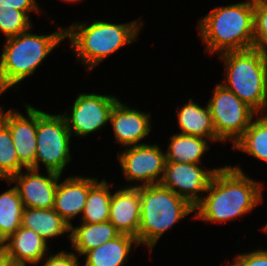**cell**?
<instances>
[{
    "mask_svg": "<svg viewBox=\"0 0 267 266\" xmlns=\"http://www.w3.org/2000/svg\"><path fill=\"white\" fill-rule=\"evenodd\" d=\"M261 183L243 173L239 166L220 167L214 174L208 195L195 207V218L226 223L252 211L262 198Z\"/></svg>",
    "mask_w": 267,
    "mask_h": 266,
    "instance_id": "cell-1",
    "label": "cell"
},
{
    "mask_svg": "<svg viewBox=\"0 0 267 266\" xmlns=\"http://www.w3.org/2000/svg\"><path fill=\"white\" fill-rule=\"evenodd\" d=\"M254 0L215 7L199 22L200 37L210 54L253 48Z\"/></svg>",
    "mask_w": 267,
    "mask_h": 266,
    "instance_id": "cell-2",
    "label": "cell"
},
{
    "mask_svg": "<svg viewBox=\"0 0 267 266\" xmlns=\"http://www.w3.org/2000/svg\"><path fill=\"white\" fill-rule=\"evenodd\" d=\"M140 22L138 19L114 24L96 20L89 26L88 23L76 22L65 28V37H68L71 48L90 72L109 55L135 41L143 25Z\"/></svg>",
    "mask_w": 267,
    "mask_h": 266,
    "instance_id": "cell-3",
    "label": "cell"
},
{
    "mask_svg": "<svg viewBox=\"0 0 267 266\" xmlns=\"http://www.w3.org/2000/svg\"><path fill=\"white\" fill-rule=\"evenodd\" d=\"M65 29L48 35L32 34L29 30L5 39L0 56V92L33 75L46 56L65 39Z\"/></svg>",
    "mask_w": 267,
    "mask_h": 266,
    "instance_id": "cell-4",
    "label": "cell"
},
{
    "mask_svg": "<svg viewBox=\"0 0 267 266\" xmlns=\"http://www.w3.org/2000/svg\"><path fill=\"white\" fill-rule=\"evenodd\" d=\"M219 55L226 70L220 84L257 114H263L267 110V56L255 48Z\"/></svg>",
    "mask_w": 267,
    "mask_h": 266,
    "instance_id": "cell-5",
    "label": "cell"
},
{
    "mask_svg": "<svg viewBox=\"0 0 267 266\" xmlns=\"http://www.w3.org/2000/svg\"><path fill=\"white\" fill-rule=\"evenodd\" d=\"M139 193L141 216L137 242L147 245L152 252L160 237L195 208L161 184L139 186Z\"/></svg>",
    "mask_w": 267,
    "mask_h": 266,
    "instance_id": "cell-6",
    "label": "cell"
},
{
    "mask_svg": "<svg viewBox=\"0 0 267 266\" xmlns=\"http://www.w3.org/2000/svg\"><path fill=\"white\" fill-rule=\"evenodd\" d=\"M71 133L62 114H48L37 109L36 157L32 169L40 170V162L47 171L62 175L70 162Z\"/></svg>",
    "mask_w": 267,
    "mask_h": 266,
    "instance_id": "cell-7",
    "label": "cell"
},
{
    "mask_svg": "<svg viewBox=\"0 0 267 266\" xmlns=\"http://www.w3.org/2000/svg\"><path fill=\"white\" fill-rule=\"evenodd\" d=\"M207 105L218 140L225 142L229 139L233 145L243 136L257 114L221 84L216 85Z\"/></svg>",
    "mask_w": 267,
    "mask_h": 266,
    "instance_id": "cell-8",
    "label": "cell"
},
{
    "mask_svg": "<svg viewBox=\"0 0 267 266\" xmlns=\"http://www.w3.org/2000/svg\"><path fill=\"white\" fill-rule=\"evenodd\" d=\"M118 159L124 177L128 181H144L140 185L126 187H139L160 184L165 169V152L158 145L140 144L128 146L124 151L118 152Z\"/></svg>",
    "mask_w": 267,
    "mask_h": 266,
    "instance_id": "cell-9",
    "label": "cell"
},
{
    "mask_svg": "<svg viewBox=\"0 0 267 266\" xmlns=\"http://www.w3.org/2000/svg\"><path fill=\"white\" fill-rule=\"evenodd\" d=\"M119 101L116 96L82 93L78 95L72 106L71 114L62 113L71 135L87 136L98 131L110 121V115L115 104Z\"/></svg>",
    "mask_w": 267,
    "mask_h": 266,
    "instance_id": "cell-10",
    "label": "cell"
},
{
    "mask_svg": "<svg viewBox=\"0 0 267 266\" xmlns=\"http://www.w3.org/2000/svg\"><path fill=\"white\" fill-rule=\"evenodd\" d=\"M219 169L205 170L199 167V164L165 162L164 176L160 184L184 198L195 208L202 201L214 174Z\"/></svg>",
    "mask_w": 267,
    "mask_h": 266,
    "instance_id": "cell-11",
    "label": "cell"
},
{
    "mask_svg": "<svg viewBox=\"0 0 267 266\" xmlns=\"http://www.w3.org/2000/svg\"><path fill=\"white\" fill-rule=\"evenodd\" d=\"M13 175L8 181L15 185L24 207L36 209H51L54 206L55 194L61 174L47 171L48 176L39 174V170L26 168Z\"/></svg>",
    "mask_w": 267,
    "mask_h": 266,
    "instance_id": "cell-12",
    "label": "cell"
},
{
    "mask_svg": "<svg viewBox=\"0 0 267 266\" xmlns=\"http://www.w3.org/2000/svg\"><path fill=\"white\" fill-rule=\"evenodd\" d=\"M25 109L28 118L19 111L9 109L4 112V109L0 108V120L9 128L19 162L26 169L35 165L37 109L28 103L25 104Z\"/></svg>",
    "mask_w": 267,
    "mask_h": 266,
    "instance_id": "cell-13",
    "label": "cell"
},
{
    "mask_svg": "<svg viewBox=\"0 0 267 266\" xmlns=\"http://www.w3.org/2000/svg\"><path fill=\"white\" fill-rule=\"evenodd\" d=\"M151 113H144L122 104L119 100L110 115V123L115 135V141L122 146H135L151 131Z\"/></svg>",
    "mask_w": 267,
    "mask_h": 266,
    "instance_id": "cell-14",
    "label": "cell"
},
{
    "mask_svg": "<svg viewBox=\"0 0 267 266\" xmlns=\"http://www.w3.org/2000/svg\"><path fill=\"white\" fill-rule=\"evenodd\" d=\"M140 216L139 187H124L112 193L109 221L121 234L131 235L137 239Z\"/></svg>",
    "mask_w": 267,
    "mask_h": 266,
    "instance_id": "cell-15",
    "label": "cell"
},
{
    "mask_svg": "<svg viewBox=\"0 0 267 266\" xmlns=\"http://www.w3.org/2000/svg\"><path fill=\"white\" fill-rule=\"evenodd\" d=\"M97 178L69 176L58 183L53 209L71 226V219L82 214L89 189Z\"/></svg>",
    "mask_w": 267,
    "mask_h": 266,
    "instance_id": "cell-16",
    "label": "cell"
},
{
    "mask_svg": "<svg viewBox=\"0 0 267 266\" xmlns=\"http://www.w3.org/2000/svg\"><path fill=\"white\" fill-rule=\"evenodd\" d=\"M5 242L9 257L21 263L37 265L47 255V242L32 229L20 226Z\"/></svg>",
    "mask_w": 267,
    "mask_h": 266,
    "instance_id": "cell-17",
    "label": "cell"
},
{
    "mask_svg": "<svg viewBox=\"0 0 267 266\" xmlns=\"http://www.w3.org/2000/svg\"><path fill=\"white\" fill-rule=\"evenodd\" d=\"M180 134L192 135L209 139L211 142L219 141L213 126L208 105L201 107L192 98L177 112Z\"/></svg>",
    "mask_w": 267,
    "mask_h": 266,
    "instance_id": "cell-18",
    "label": "cell"
},
{
    "mask_svg": "<svg viewBox=\"0 0 267 266\" xmlns=\"http://www.w3.org/2000/svg\"><path fill=\"white\" fill-rule=\"evenodd\" d=\"M138 246L137 239L131 235L120 234L116 238L87 251L84 266H122L133 246Z\"/></svg>",
    "mask_w": 267,
    "mask_h": 266,
    "instance_id": "cell-19",
    "label": "cell"
},
{
    "mask_svg": "<svg viewBox=\"0 0 267 266\" xmlns=\"http://www.w3.org/2000/svg\"><path fill=\"white\" fill-rule=\"evenodd\" d=\"M70 231L68 236L72 248L79 256H83L87 251L97 248L121 234L110 221L97 224L81 222L79 227L71 225Z\"/></svg>",
    "mask_w": 267,
    "mask_h": 266,
    "instance_id": "cell-20",
    "label": "cell"
},
{
    "mask_svg": "<svg viewBox=\"0 0 267 266\" xmlns=\"http://www.w3.org/2000/svg\"><path fill=\"white\" fill-rule=\"evenodd\" d=\"M21 226L32 229L46 242L71 230L67 223L53 208L36 209L24 207Z\"/></svg>",
    "mask_w": 267,
    "mask_h": 266,
    "instance_id": "cell-21",
    "label": "cell"
},
{
    "mask_svg": "<svg viewBox=\"0 0 267 266\" xmlns=\"http://www.w3.org/2000/svg\"><path fill=\"white\" fill-rule=\"evenodd\" d=\"M166 162L201 164L202 156L209 150L207 139L176 133L171 136Z\"/></svg>",
    "mask_w": 267,
    "mask_h": 266,
    "instance_id": "cell-22",
    "label": "cell"
},
{
    "mask_svg": "<svg viewBox=\"0 0 267 266\" xmlns=\"http://www.w3.org/2000/svg\"><path fill=\"white\" fill-rule=\"evenodd\" d=\"M256 114L243 136L233 145V148L267 163V113Z\"/></svg>",
    "mask_w": 267,
    "mask_h": 266,
    "instance_id": "cell-23",
    "label": "cell"
},
{
    "mask_svg": "<svg viewBox=\"0 0 267 266\" xmlns=\"http://www.w3.org/2000/svg\"><path fill=\"white\" fill-rule=\"evenodd\" d=\"M111 196L107 181H97L89 189L81 222L97 224L109 221Z\"/></svg>",
    "mask_w": 267,
    "mask_h": 266,
    "instance_id": "cell-24",
    "label": "cell"
},
{
    "mask_svg": "<svg viewBox=\"0 0 267 266\" xmlns=\"http://www.w3.org/2000/svg\"><path fill=\"white\" fill-rule=\"evenodd\" d=\"M24 205L15 186L0 194V240H6L20 226Z\"/></svg>",
    "mask_w": 267,
    "mask_h": 266,
    "instance_id": "cell-25",
    "label": "cell"
},
{
    "mask_svg": "<svg viewBox=\"0 0 267 266\" xmlns=\"http://www.w3.org/2000/svg\"><path fill=\"white\" fill-rule=\"evenodd\" d=\"M24 168L19 162L11 132L0 120V179L9 180Z\"/></svg>",
    "mask_w": 267,
    "mask_h": 266,
    "instance_id": "cell-26",
    "label": "cell"
},
{
    "mask_svg": "<svg viewBox=\"0 0 267 266\" xmlns=\"http://www.w3.org/2000/svg\"><path fill=\"white\" fill-rule=\"evenodd\" d=\"M29 18L24 11L0 6V31L6 36L5 39L30 30L33 25Z\"/></svg>",
    "mask_w": 267,
    "mask_h": 266,
    "instance_id": "cell-27",
    "label": "cell"
},
{
    "mask_svg": "<svg viewBox=\"0 0 267 266\" xmlns=\"http://www.w3.org/2000/svg\"><path fill=\"white\" fill-rule=\"evenodd\" d=\"M253 48L267 56V0H254Z\"/></svg>",
    "mask_w": 267,
    "mask_h": 266,
    "instance_id": "cell-28",
    "label": "cell"
},
{
    "mask_svg": "<svg viewBox=\"0 0 267 266\" xmlns=\"http://www.w3.org/2000/svg\"><path fill=\"white\" fill-rule=\"evenodd\" d=\"M75 252H65L64 250L57 254L46 256V262L43 266H80L78 255Z\"/></svg>",
    "mask_w": 267,
    "mask_h": 266,
    "instance_id": "cell-29",
    "label": "cell"
},
{
    "mask_svg": "<svg viewBox=\"0 0 267 266\" xmlns=\"http://www.w3.org/2000/svg\"><path fill=\"white\" fill-rule=\"evenodd\" d=\"M235 259L241 266H267V250H256L239 254Z\"/></svg>",
    "mask_w": 267,
    "mask_h": 266,
    "instance_id": "cell-30",
    "label": "cell"
},
{
    "mask_svg": "<svg viewBox=\"0 0 267 266\" xmlns=\"http://www.w3.org/2000/svg\"><path fill=\"white\" fill-rule=\"evenodd\" d=\"M0 6L12 7L20 11H24L28 16V12H39L40 8L36 0H0Z\"/></svg>",
    "mask_w": 267,
    "mask_h": 266,
    "instance_id": "cell-31",
    "label": "cell"
},
{
    "mask_svg": "<svg viewBox=\"0 0 267 266\" xmlns=\"http://www.w3.org/2000/svg\"><path fill=\"white\" fill-rule=\"evenodd\" d=\"M10 259L7 243L0 240V266H4Z\"/></svg>",
    "mask_w": 267,
    "mask_h": 266,
    "instance_id": "cell-32",
    "label": "cell"
},
{
    "mask_svg": "<svg viewBox=\"0 0 267 266\" xmlns=\"http://www.w3.org/2000/svg\"><path fill=\"white\" fill-rule=\"evenodd\" d=\"M4 266H27L24 263L9 259Z\"/></svg>",
    "mask_w": 267,
    "mask_h": 266,
    "instance_id": "cell-33",
    "label": "cell"
},
{
    "mask_svg": "<svg viewBox=\"0 0 267 266\" xmlns=\"http://www.w3.org/2000/svg\"><path fill=\"white\" fill-rule=\"evenodd\" d=\"M221 266H224V265H221ZM226 266H241V265L236 259H234V262L232 264H229V265H226Z\"/></svg>",
    "mask_w": 267,
    "mask_h": 266,
    "instance_id": "cell-34",
    "label": "cell"
},
{
    "mask_svg": "<svg viewBox=\"0 0 267 266\" xmlns=\"http://www.w3.org/2000/svg\"><path fill=\"white\" fill-rule=\"evenodd\" d=\"M64 1H66V2H68V3H69V2H71V3L73 2V3H74V2H77V1H81V0H64Z\"/></svg>",
    "mask_w": 267,
    "mask_h": 266,
    "instance_id": "cell-35",
    "label": "cell"
},
{
    "mask_svg": "<svg viewBox=\"0 0 267 266\" xmlns=\"http://www.w3.org/2000/svg\"><path fill=\"white\" fill-rule=\"evenodd\" d=\"M264 231H266L265 233H267V224L266 226L263 228Z\"/></svg>",
    "mask_w": 267,
    "mask_h": 266,
    "instance_id": "cell-36",
    "label": "cell"
}]
</instances>
